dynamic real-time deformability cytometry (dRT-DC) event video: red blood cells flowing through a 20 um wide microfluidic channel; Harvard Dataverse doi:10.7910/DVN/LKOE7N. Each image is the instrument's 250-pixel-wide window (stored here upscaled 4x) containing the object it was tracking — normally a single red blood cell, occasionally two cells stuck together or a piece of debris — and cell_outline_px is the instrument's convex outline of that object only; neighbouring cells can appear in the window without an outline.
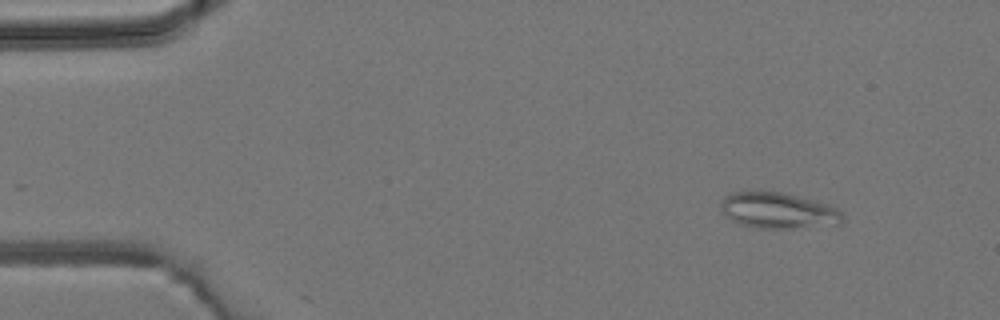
{"species": "common noctule bat (a hibernating species)", "species_latin": "Nyctalus noctula", "temperature_condition": "room temperature", "stored_images_in_passage": 4, "camera_frame_rate_fps": 3000, "um_per_image_px": 0.085, "animal": {"sex": "male", "body_mass_g": 19.2, "forearm_length_mm": 51.8}, "frame": {"image": 1, "passage_image": 1, "time_ms": 0.0, "image_size_px": [1000, 320], "cell_outline_px": [[844, 220], [840, 224], [792, 228], [756, 228], [740, 224], [732, 220], [720, 208], [720, 204], [724, 196], [732, 192], [784, 192], [816, 200], [828, 204], [836, 208], [844, 216]], "centroid_in_image_um": [66.17, 17.89], "position_along_channel_um": 18.8, "area_um2": 25.49}}